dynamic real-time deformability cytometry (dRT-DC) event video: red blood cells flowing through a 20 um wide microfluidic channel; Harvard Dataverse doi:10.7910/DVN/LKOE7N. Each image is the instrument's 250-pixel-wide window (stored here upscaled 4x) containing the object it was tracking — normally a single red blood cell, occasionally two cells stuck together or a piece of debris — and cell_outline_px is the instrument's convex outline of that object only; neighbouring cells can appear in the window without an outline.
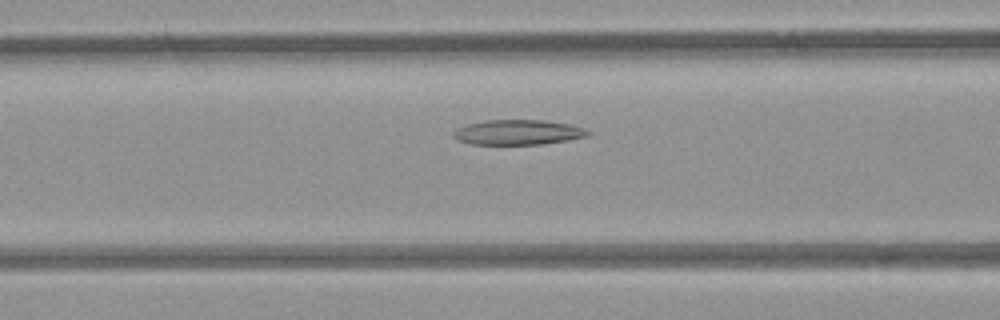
{"species": "common noctule bat (a hibernating species)", "species_latin": "Nyctalus noctula", "temperature_condition": "room temperature", "stored_images_in_passage": 13, "camera_frame_rate_fps": 3000, "um_per_image_px": 0.085, "animal": {"sex": "female", "body_mass_g": 21.9}, "frame": {"image": 1, "passage_image": 11, "time_ms": 3.333, "image_size_px": [1000, 320], "cell_outline_px": [[592, 132], [588, 136], [568, 140], [540, 144], [468, 144], [452, 136], [452, 132], [456, 128], [468, 124], [484, 120], [544, 120], [572, 124], [584, 128]], "centroid_in_image_um": [44.04, 11.24], "position_along_channel_um": 122.6, "area_um2": 19.71}}